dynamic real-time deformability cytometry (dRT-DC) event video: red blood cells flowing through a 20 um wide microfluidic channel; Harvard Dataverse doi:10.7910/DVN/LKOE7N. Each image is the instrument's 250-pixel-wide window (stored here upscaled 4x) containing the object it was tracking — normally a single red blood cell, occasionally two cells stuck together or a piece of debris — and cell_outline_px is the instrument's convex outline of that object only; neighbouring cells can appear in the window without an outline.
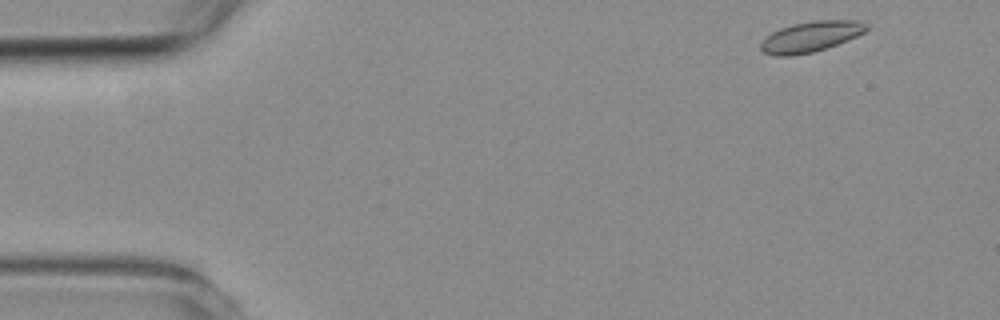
{"species": "common noctule bat (a hibernating species)", "species_latin": "Nyctalus noctula", "temperature_condition": "room temperature", "stored_images_in_passage": 4, "camera_frame_rate_fps": 3000, "um_per_image_px": 0.085, "animal": {"sex": "female", "body_mass_g": 19.3, "forearm_length_mm": 54.1}, "frame": {"image": 1, "passage_image": 1, "time_ms": 0.0, "image_size_px": [1000, 320], "cell_outline_px": [[868, 28], [864, 32], [848, 40], [812, 52], [792, 56], [776, 56], [764, 52], [760, 48], [760, 44], [764, 36], [780, 28], [792, 24], [812, 20], [860, 20], [868, 24]], "centroid_in_image_um": [68.89, 3.1], "position_along_channel_um": 16.1, "area_um2": 18.9}}
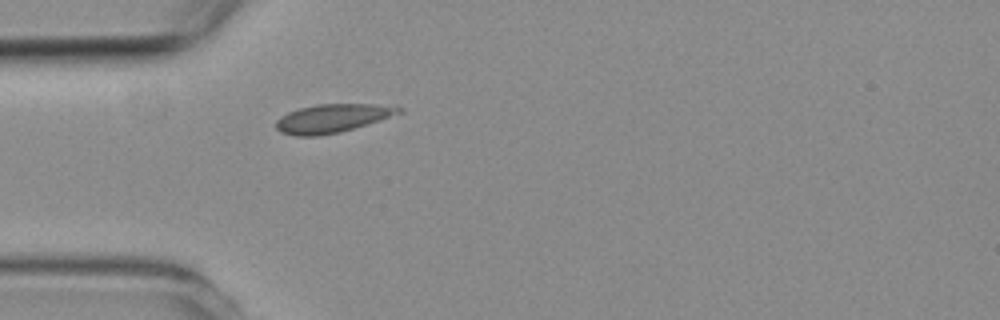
{"frame": {"image": 2, "passage_image": 4, "time_ms": 3.667, "image_size_px": [1000, 320], "cell_outline_px": [[404, 112], [340, 132], [320, 136], [296, 136], [280, 132], [276, 128], [276, 120], [280, 116], [288, 112], [300, 108], [320, 104], [396, 104], [404, 108]], "centroid_in_image_um": [28.29, 10.04], "position_along_channel_um": 56.7, "area_um2": 20.52}}